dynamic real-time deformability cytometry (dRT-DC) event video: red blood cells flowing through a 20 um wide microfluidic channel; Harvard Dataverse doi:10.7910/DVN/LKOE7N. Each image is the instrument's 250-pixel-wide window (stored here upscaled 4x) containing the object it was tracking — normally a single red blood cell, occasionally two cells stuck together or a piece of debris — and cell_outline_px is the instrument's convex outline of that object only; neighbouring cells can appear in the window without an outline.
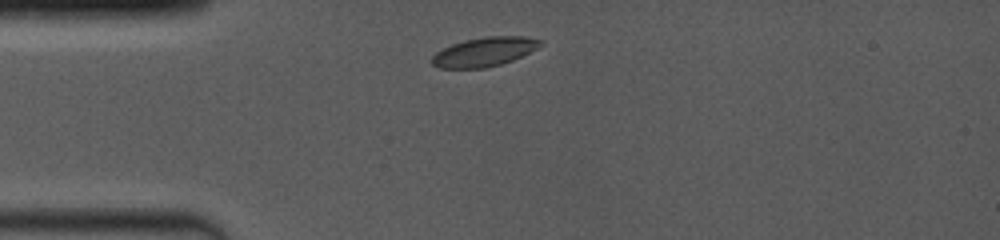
{"species": "common noctule bat (a hibernating species)", "species_latin": "Nyctalus noctula", "temperature_condition": "room temperature", "stored_images_in_passage": 3, "camera_frame_rate_fps": 4000, "um_per_image_px": 0.085, "animal": {"sex": "female", "body_mass_g": 19.0, "forearm_length_mm": 53.3}, "frame": {"image": 1, "passage_image": 1, "time_ms": 0.0, "image_size_px": [1000, 240], "cell_outline_px": [[544, 44], [512, 60], [500, 64], [484, 68], [440, 68], [432, 64], [432, 56], [436, 52], [452, 44], [464, 40], [484, 36], [524, 36], [544, 40]], "centroid_in_image_um": [41.17, 4.39], "position_along_channel_um": 43.8, "area_um2": 18.32}}
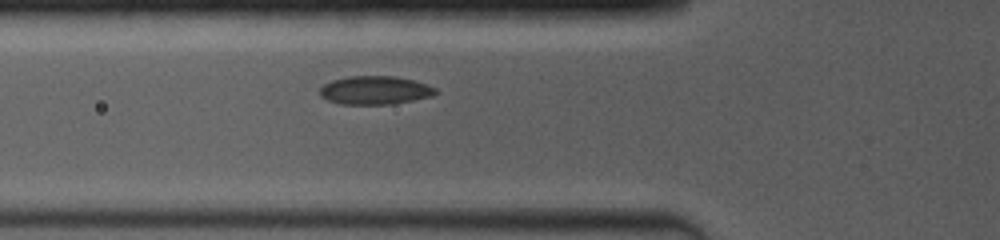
{"frame": {"image": 2, "passage_image": 3, "time_ms": 1.75, "image_size_px": [1000, 240], "cell_outline_px": [[440, 92], [432, 96], [392, 104], [340, 104], [328, 100], [320, 96], [320, 88], [324, 84], [332, 80], [348, 76], [392, 76], [412, 80], [436, 88]], "centroid_in_image_um": [31.86, 7.67], "position_along_channel_um": 93.9, "area_um2": 19.07}}